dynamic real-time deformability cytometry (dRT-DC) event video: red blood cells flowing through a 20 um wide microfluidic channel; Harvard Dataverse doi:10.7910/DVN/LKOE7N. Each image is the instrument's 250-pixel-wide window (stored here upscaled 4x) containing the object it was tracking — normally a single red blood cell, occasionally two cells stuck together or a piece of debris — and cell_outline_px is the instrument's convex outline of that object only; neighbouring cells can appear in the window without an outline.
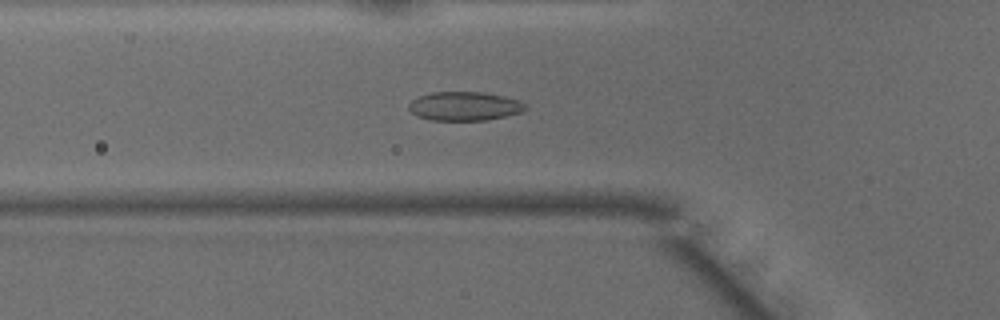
{"species": "common noctule bat (a hibernating species)", "species_latin": "Nyctalus noctula", "temperature_condition": "warm", "stored_images_in_passage": 48, "camera_frame_rate_fps": 3000, "um_per_image_px": 0.085, "animal": {"sex": "male", "body_mass_g": 15.6}, "frame": {"image": 1, "passage_image": 16, "time_ms": 5.0, "image_size_px": [1000, 320], "cell_outline_px": [[528, 108], [520, 112], [504, 116], [484, 120], [432, 120], [420, 116], [412, 112], [408, 108], [408, 104], [412, 100], [420, 96], [432, 92], [480, 92], [504, 96], [520, 100], [528, 104]], "centroid_in_image_um": [39.52, 9.01], "position_along_channel_um": 86.3, "area_um2": 19.48}}
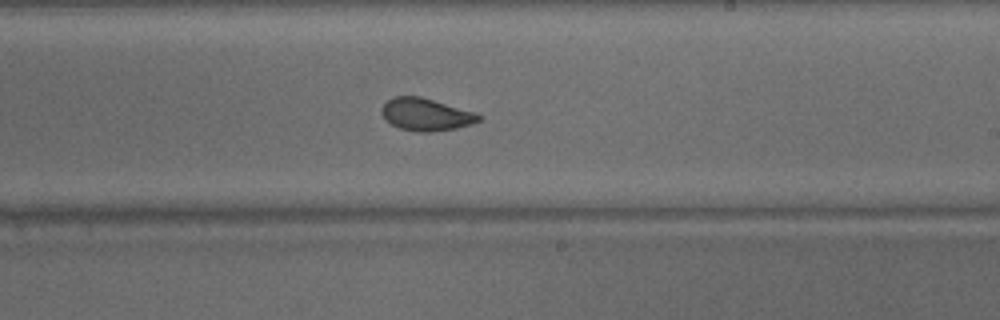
{"frame": {"image": 2, "passage_image": 28, "time_ms": 9.0, "image_size_px": [1000, 320], "cell_outline_px": [[484, 116], [480, 120], [472, 124], [456, 128], [432, 132], [420, 132], [400, 128], [384, 120], [380, 112], [380, 108], [392, 96], [420, 96], [476, 112]], "centroid_in_image_um": [36.2, 9.72], "position_along_channel_um": 252.8, "area_um2": 18.55}}
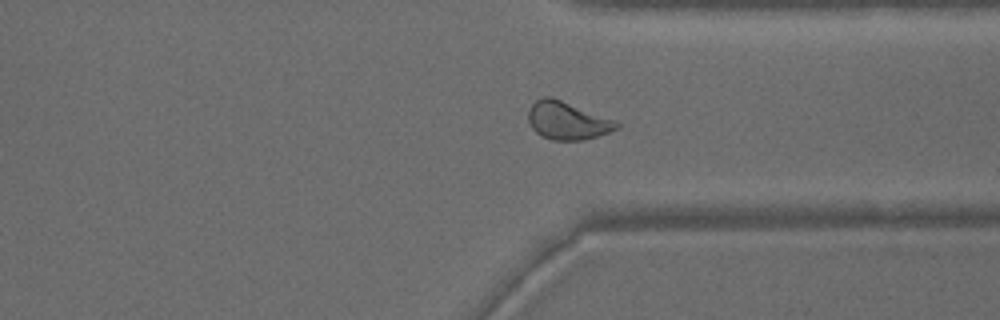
{"frame": {"image": 3, "passage_image": 36, "time_ms": 11.667, "image_size_px": [1000, 320], "cell_outline_px": [[620, 124], [616, 128], [608, 132], [596, 136], [580, 140], [552, 140], [540, 136], [532, 128], [528, 120], [528, 112], [532, 104], [536, 100], [544, 96], [552, 96], [616, 120]], "centroid_in_image_um": [48.19, 10.23], "position_along_channel_um": 363.2, "area_um2": 19.48}, "authors_computed_cell_mechanics": {"area_um2": 19.941, "velocity_mm_per_s": 4.1448, "shape_relaxation_time_tau1_ms": 4.2141, "shape_relaxation_time_tau2_ms": 1.0148, "deformation_change_tau1": 0.1287, "deformation_change_tau2": 0.0655}}